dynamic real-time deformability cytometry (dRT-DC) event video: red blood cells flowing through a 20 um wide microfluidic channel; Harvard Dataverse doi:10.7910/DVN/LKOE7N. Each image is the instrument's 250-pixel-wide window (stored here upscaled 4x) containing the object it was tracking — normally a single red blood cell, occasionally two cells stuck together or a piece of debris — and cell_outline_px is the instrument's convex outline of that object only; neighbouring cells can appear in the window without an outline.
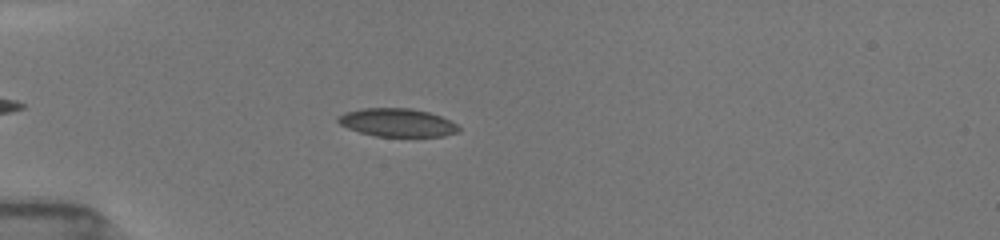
{"species": "common noctule bat (a hibernating species)", "species_latin": "Nyctalus noctula", "temperature_condition": "room temperature", "stored_images_in_passage": 13, "camera_frame_rate_fps": 3000, "um_per_image_px": 0.085, "animal": {"sex": "female", "body_mass_g": 19.5, "forearm_length_mm": 54.1}, "frame": {"image": 1, "passage_image": 7, "time_ms": 2.667, "image_size_px": [1000, 240], "cell_outline_px": [[460, 132], [444, 136], [376, 136], [360, 132], [348, 128], [340, 124], [336, 120], [336, 116], [344, 112], [360, 108], [412, 108], [428, 112], [440, 116], [456, 124], [460, 128]], "centroid_in_image_um": [33.74, 10.41], "position_along_channel_um": 51.3, "area_um2": 19.88}}
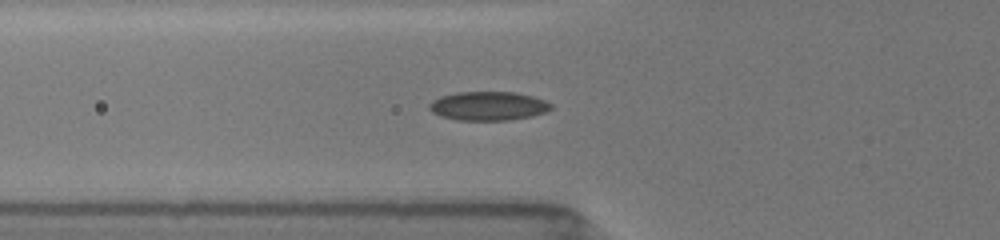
{"frame": {"image": 2, "passage_image": 10, "time_ms": 4.0, "image_size_px": [1000, 240], "cell_outline_px": [[552, 108], [548, 112], [532, 116], [508, 120], [456, 120], [440, 116], [432, 112], [428, 108], [428, 104], [432, 100], [440, 96], [456, 92], [516, 92], [532, 96], [544, 100], [552, 104]], "centroid_in_image_um": [41.49, 9.01], "position_along_channel_um": 84.3, "area_um2": 20.69}}
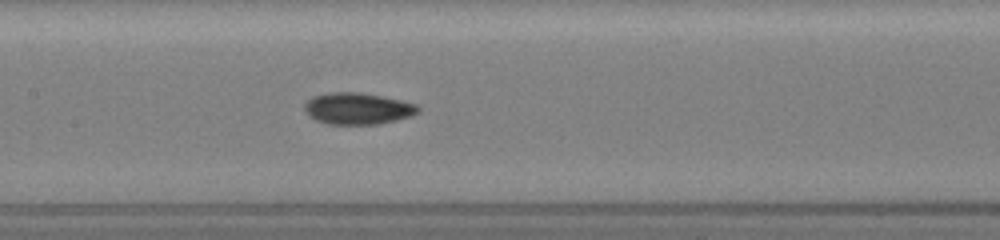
{"frame": {"image": 3, "passage_image": 13, "time_ms": 6.333, "image_size_px": [1000, 240], "cell_outline_px": [[420, 112], [412, 116], [380, 124], [328, 124], [316, 120], [308, 116], [304, 108], [304, 104], [312, 96], [328, 92], [360, 92], [384, 96], [416, 104], [420, 108]], "centroid_in_image_um": [30.41, 9.22], "position_along_channel_um": 177.0, "area_um2": 21.15}}